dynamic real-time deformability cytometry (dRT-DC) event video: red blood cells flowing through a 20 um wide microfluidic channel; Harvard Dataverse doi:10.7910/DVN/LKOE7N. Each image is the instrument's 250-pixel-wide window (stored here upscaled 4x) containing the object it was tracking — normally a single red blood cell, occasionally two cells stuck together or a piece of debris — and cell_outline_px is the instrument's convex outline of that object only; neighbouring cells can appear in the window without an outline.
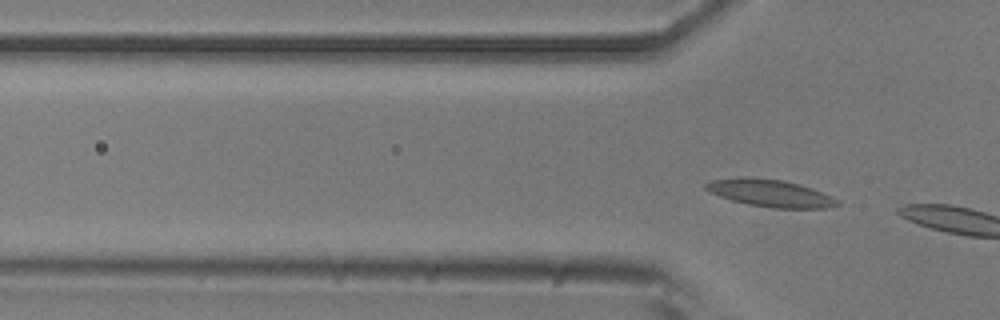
{"species": "common noctule bat (a hibernating species)", "species_latin": "Nyctalus noctula", "temperature_condition": "room temperature", "stored_images_in_passage": 7, "segment_of_instrument_passage": [2, 2], "camera_frame_rate_fps": 3000, "um_per_image_px": 0.085, "animal": {"sex": "male", "body_mass_g": 20.5, "forearm_length_mm": 52.5}, "frame": {"image": 1, "passage_image": 7, "time_ms": 7.667, "image_size_px": [1000, 320], "cell_outline_px": [[840, 204], [824, 208], [772, 208], [748, 204], [732, 200], [720, 196], [704, 188], [704, 184], [712, 180], [736, 176], [748, 176], [784, 180], [800, 184], [812, 188], [832, 196], [840, 200]], "centroid_in_image_um": [65.47, 16.4], "position_along_channel_um": 60.3, "area_um2": 21.1}}